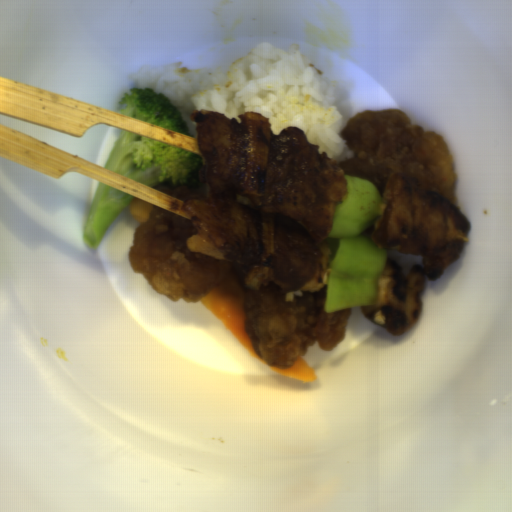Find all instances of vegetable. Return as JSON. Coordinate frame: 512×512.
Instances as JSON below:
<instances>
[{
	"label": "vegetable",
	"instance_id": "add77e79",
	"mask_svg": "<svg viewBox=\"0 0 512 512\" xmlns=\"http://www.w3.org/2000/svg\"><path fill=\"white\" fill-rule=\"evenodd\" d=\"M347 192L336 203L331 230L326 238L331 269L326 282V313L353 307L374 306L379 295L378 279L388 252L377 247L371 234L382 195L373 182L344 174Z\"/></svg>",
	"mask_w": 512,
	"mask_h": 512
}]
</instances>
